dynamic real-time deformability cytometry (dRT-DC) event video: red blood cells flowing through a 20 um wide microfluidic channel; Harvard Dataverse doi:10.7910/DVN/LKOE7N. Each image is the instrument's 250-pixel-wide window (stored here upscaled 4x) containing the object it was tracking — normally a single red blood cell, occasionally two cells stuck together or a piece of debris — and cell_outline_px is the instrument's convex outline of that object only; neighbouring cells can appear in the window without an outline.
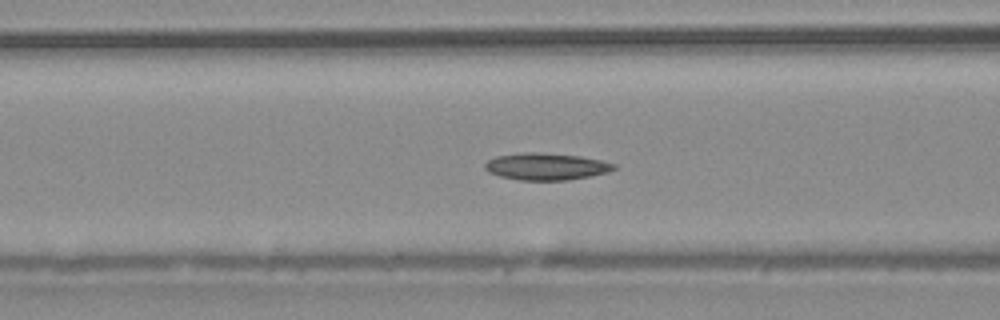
{"species": "common noctule bat (a hibernating species)", "species_latin": "Nyctalus noctula", "temperature_condition": "warm", "stored_images_in_passage": 45, "camera_frame_rate_fps": 3000, "um_per_image_px": 0.085, "animal": {"sex": "male", "body_mass_g": 20.4}, "frame": {"image": 1, "passage_image": 15, "time_ms": 4.667, "image_size_px": [1000, 320], "cell_outline_px": [[616, 168], [608, 172], [568, 180], [520, 180], [500, 176], [488, 172], [484, 168], [484, 164], [488, 160], [496, 156], [524, 152], [540, 152], [580, 156], [600, 160], [616, 164]], "centroid_in_image_um": [46.4, 14.15], "position_along_channel_um": 120.2, "area_um2": 20.23}}
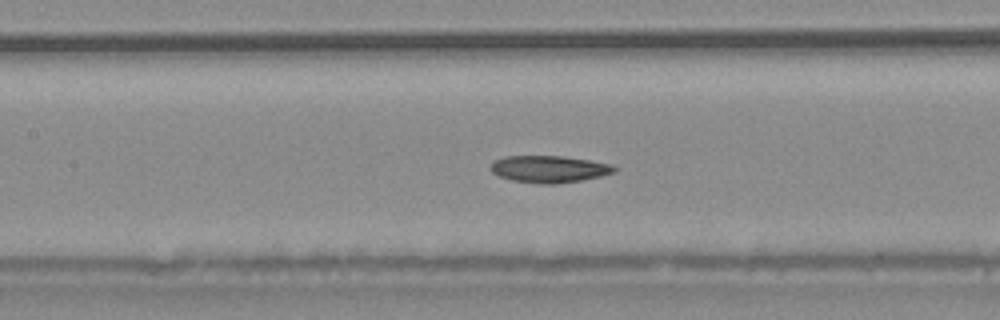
{"frame": {"image": 2, "passage_image": 18, "time_ms": 5.667, "image_size_px": [1000, 320], "cell_outline_px": [[616, 172], [600, 176], [580, 180], [556, 184], [540, 184], [512, 180], [500, 176], [492, 172], [492, 164], [496, 160], [504, 156], [564, 156], [588, 160], [608, 164], [616, 168]], "centroid_in_image_um": [46.67, 14.37], "position_along_channel_um": 160.7, "area_um2": 19.13}}
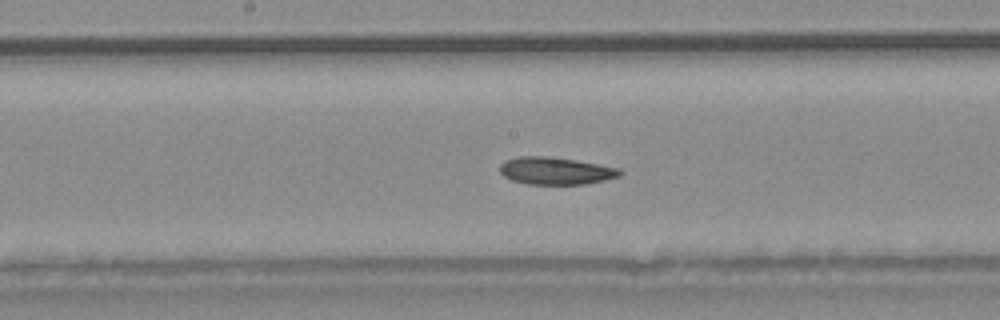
{"frame": {"image": 3, "passage_image": 21, "time_ms": 6.667, "image_size_px": [1000, 320], "cell_outline_px": [[624, 172], [620, 176], [604, 180], [584, 184], [528, 184], [512, 180], [504, 176], [500, 172], [500, 164], [504, 160], [520, 156], [548, 156], [620, 168]], "centroid_in_image_um": [47.22, 14.52], "position_along_channel_um": 201.0, "area_um2": 19.02}, "authors_computed_cell_mechanics": {"area_um2": 19.652, "velocity_mm_per_s": 4.043, "shape_relaxation_time_tau1_ms": null, "shape_relaxation_time_tau2_ms": 10.5095, "deformation_change_tau1": null, "deformation_change_tau2": 0.1859}}